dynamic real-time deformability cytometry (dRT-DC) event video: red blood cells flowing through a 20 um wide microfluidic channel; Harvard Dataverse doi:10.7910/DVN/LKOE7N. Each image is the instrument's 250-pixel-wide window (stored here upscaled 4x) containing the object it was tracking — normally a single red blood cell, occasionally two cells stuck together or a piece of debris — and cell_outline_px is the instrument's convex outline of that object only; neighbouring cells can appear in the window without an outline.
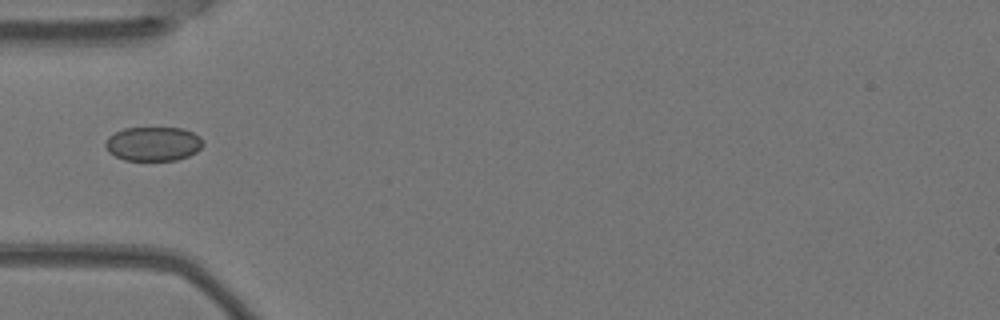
{"species": "Egyptian fruit bat (a non-hibernating species)", "species_latin": "Rousettus aegyptiacus", "temperature_condition": "warm", "stored_images_in_passage": 1, "camera_frame_rate_fps": 3000, "um_per_image_px": 0.085, "animal": {"sex": "female"}, "frame": {"image": 1, "passage_image": 1, "time_ms": 0.0, "image_size_px": [1000, 320], "cell_outline_px": [[204, 144], [196, 152], [188, 156], [176, 160], [124, 160], [108, 152], [104, 144], [108, 136], [124, 128], [184, 128], [200, 136], [204, 140]], "centroid_in_image_um": [13.04, 12.22], "position_along_channel_um": 72.0, "area_um2": 19.54}}